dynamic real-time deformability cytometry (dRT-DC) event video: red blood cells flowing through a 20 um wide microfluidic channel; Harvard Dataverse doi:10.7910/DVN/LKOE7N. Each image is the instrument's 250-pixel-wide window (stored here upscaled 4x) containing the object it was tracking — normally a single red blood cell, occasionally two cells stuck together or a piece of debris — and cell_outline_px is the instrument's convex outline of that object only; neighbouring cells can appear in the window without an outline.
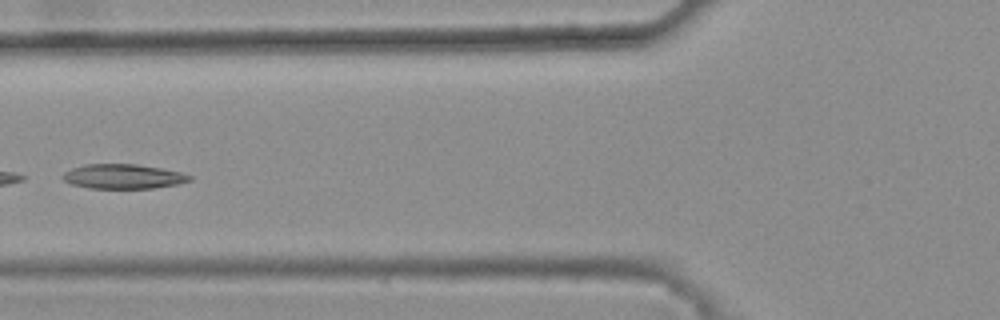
{"species": "common noctule bat (a hibernating species)", "species_latin": "Nyctalus noctula", "temperature_condition": "warm", "stored_images_in_passage": 6, "camera_frame_rate_fps": 3000, "um_per_image_px": 0.085, "animal": {"sex": "female", "body_mass_g": 25.1}, "frame": {"image": 1, "passage_image": 6, "time_ms": 1.667, "image_size_px": [1000, 320], "cell_outline_px": [[192, 180], [176, 184], [152, 188], [88, 188], [72, 184], [64, 180], [60, 176], [64, 172], [72, 168], [84, 164], [136, 164], [160, 168], [180, 172], [192, 176]], "centroid_in_image_um": [10.44, 14.99], "position_along_channel_um": 115.4, "area_um2": 18.09}}